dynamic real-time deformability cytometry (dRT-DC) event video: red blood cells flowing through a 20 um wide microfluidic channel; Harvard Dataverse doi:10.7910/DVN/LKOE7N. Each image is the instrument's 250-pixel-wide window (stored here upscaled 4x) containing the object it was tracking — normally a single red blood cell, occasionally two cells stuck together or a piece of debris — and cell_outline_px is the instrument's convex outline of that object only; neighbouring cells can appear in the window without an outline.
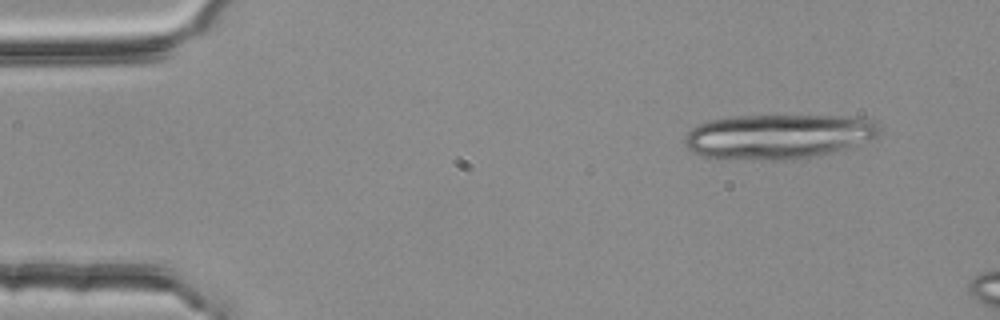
{"species": "common noctule bat (a hibernating species)", "species_latin": "Nyctalus noctula", "temperature_condition": "room temperature", "stored_images_in_passage": 3, "camera_frame_rate_fps": 3000, "um_per_image_px": 0.085, "animal": {"sex": "female", "body_mass_g": 25.1}, "frame": {"image": 1, "passage_image": 1, "time_ms": 0.0, "image_size_px": [1000, 320], "cell_outline_px": [[880, 132], [876, 136], [848, 148], [816, 156], [784, 160], [764, 160], [704, 156], [692, 152], [684, 144], [684, 136], [692, 128], [708, 120], [732, 116], [856, 116], [876, 120], [880, 128]], "centroid_in_image_um": [66.17, 11.58], "position_along_channel_um": 18.8, "area_um2": 50.81}}